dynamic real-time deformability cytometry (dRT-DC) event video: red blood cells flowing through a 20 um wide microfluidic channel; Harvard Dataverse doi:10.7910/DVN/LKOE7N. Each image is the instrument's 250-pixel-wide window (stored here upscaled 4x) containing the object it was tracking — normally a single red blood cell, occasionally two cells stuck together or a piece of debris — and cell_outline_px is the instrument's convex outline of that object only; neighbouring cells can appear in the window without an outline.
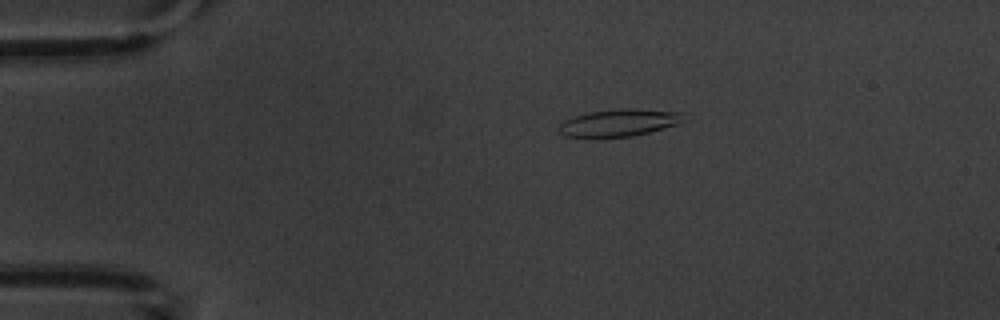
{"species": "common noctule bat (a hibernating species)", "species_latin": "Nyctalus noctula", "temperature_condition": "warm", "stored_images_in_passage": 7, "camera_frame_rate_fps": 3000, "um_per_image_px": 0.085, "animal": {"sex": "male", "body_mass_g": 20.1, "forearm_length_mm": 53.5}, "frame": {"image": 1, "passage_image": 4, "time_ms": 3.333, "image_size_px": [1000, 320], "cell_outline_px": [[684, 120], [680, 124], [632, 136], [596, 140], [564, 136], [556, 128], [564, 120], [572, 116], [588, 112], [620, 108], [632, 108], [684, 112]], "centroid_in_image_um": [52.55, 10.46], "position_along_channel_um": 32.4, "area_um2": 20.75}}